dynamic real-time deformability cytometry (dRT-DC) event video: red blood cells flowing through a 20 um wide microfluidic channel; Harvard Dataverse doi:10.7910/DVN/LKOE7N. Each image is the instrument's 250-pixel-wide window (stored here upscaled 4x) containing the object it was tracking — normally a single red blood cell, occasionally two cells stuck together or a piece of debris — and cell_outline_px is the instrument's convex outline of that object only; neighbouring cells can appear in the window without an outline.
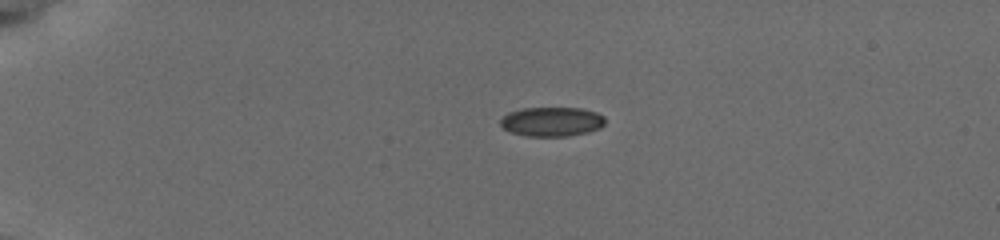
{"species": "common noctule bat (a hibernating species)", "species_latin": "Nyctalus noctula", "temperature_condition": "cold", "stored_images_in_passage": 9, "camera_frame_rate_fps": 3000, "um_per_image_px": 0.085, "animal": {"sex": "female", "body_mass_g": 19.5, "forearm_length_mm": 54.1}, "frame": {"image": 1, "passage_image": 4, "time_ms": 3.0, "image_size_px": [1000, 240], "cell_outline_px": [[604, 124], [600, 128], [588, 132], [568, 136], [528, 136], [512, 132], [504, 128], [500, 124], [500, 120], [508, 112], [520, 108], [584, 108], [596, 112], [604, 116]], "centroid_in_image_um": [46.91, 10.33], "position_along_channel_um": 38.1, "area_um2": 17.92}}
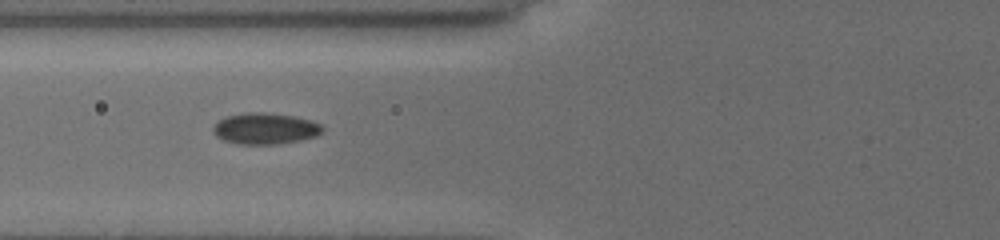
{"frame": {"image": 2, "passage_image": 7, "time_ms": 6.333, "image_size_px": [1000, 240], "cell_outline_px": [[324, 128], [316, 136], [300, 140], [276, 144], [236, 144], [224, 140], [216, 136], [212, 128], [220, 120], [228, 116], [244, 112], [264, 112], [296, 116], [312, 120], [320, 124]], "centroid_in_image_um": [22.55, 10.92], "position_along_channel_um": 103.3, "area_um2": 19.88}}
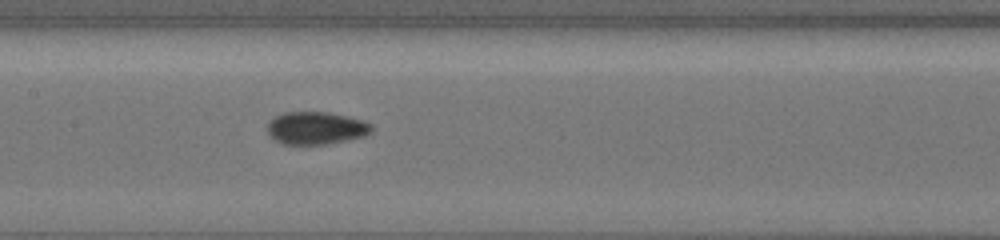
{"frame": {"image": 3, "passage_image": 9, "time_ms": 8.333, "image_size_px": [1000, 240], "cell_outline_px": [[372, 128], [364, 136], [324, 144], [280, 144], [268, 132], [268, 120], [284, 112], [328, 112], [348, 116], [364, 120], [372, 124]], "centroid_in_image_um": [26.84, 10.87], "position_along_channel_um": 180.6, "area_um2": 19.65}}